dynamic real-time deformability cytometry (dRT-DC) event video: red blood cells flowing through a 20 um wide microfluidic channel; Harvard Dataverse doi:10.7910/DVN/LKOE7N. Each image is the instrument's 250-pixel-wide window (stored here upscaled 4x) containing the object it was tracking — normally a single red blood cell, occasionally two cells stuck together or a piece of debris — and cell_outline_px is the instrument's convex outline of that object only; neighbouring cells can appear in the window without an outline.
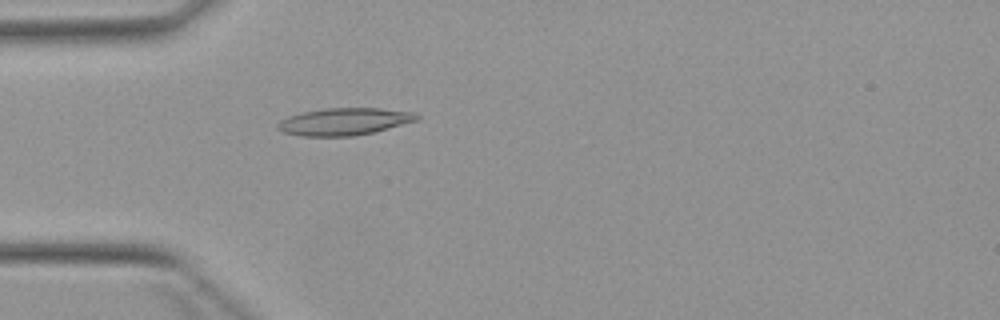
{"species": "Egyptian fruit bat (a non-hibernating species)", "species_latin": "Rousettus aegyptiacus", "temperature_condition": "warm", "stored_images_in_passage": 4, "camera_frame_rate_fps": 3000, "um_per_image_px": 0.085, "animal": {"sex": "female"}, "frame": {"image": 1, "passage_image": 4, "time_ms": 3.667, "image_size_px": [1000, 320], "cell_outline_px": [[420, 120], [372, 132], [352, 136], [300, 136], [284, 132], [276, 128], [276, 124], [280, 120], [288, 116], [304, 112], [324, 108], [380, 108], [416, 112], [420, 116]], "centroid_in_image_um": [29.28, 10.32], "position_along_channel_um": 55.7, "area_um2": 22.14}}